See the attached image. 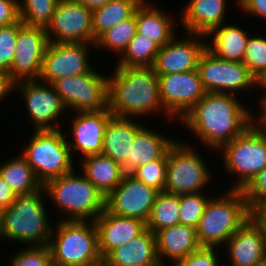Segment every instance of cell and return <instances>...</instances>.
I'll return each mask as SVG.
<instances>
[{
  "label": "cell",
  "mask_w": 266,
  "mask_h": 266,
  "mask_svg": "<svg viewBox=\"0 0 266 266\" xmlns=\"http://www.w3.org/2000/svg\"><path fill=\"white\" fill-rule=\"evenodd\" d=\"M158 191L126 173L122 182L105 197V209L119 216L147 222Z\"/></svg>",
  "instance_id": "obj_17"
},
{
  "label": "cell",
  "mask_w": 266,
  "mask_h": 266,
  "mask_svg": "<svg viewBox=\"0 0 266 266\" xmlns=\"http://www.w3.org/2000/svg\"><path fill=\"white\" fill-rule=\"evenodd\" d=\"M147 127L144 125L135 135L130 156L127 159V173L153 160L163 159L176 142L173 136L169 137L162 134L160 130L157 132Z\"/></svg>",
  "instance_id": "obj_27"
},
{
  "label": "cell",
  "mask_w": 266,
  "mask_h": 266,
  "mask_svg": "<svg viewBox=\"0 0 266 266\" xmlns=\"http://www.w3.org/2000/svg\"><path fill=\"white\" fill-rule=\"evenodd\" d=\"M59 0H19V18L25 25L46 29Z\"/></svg>",
  "instance_id": "obj_35"
},
{
  "label": "cell",
  "mask_w": 266,
  "mask_h": 266,
  "mask_svg": "<svg viewBox=\"0 0 266 266\" xmlns=\"http://www.w3.org/2000/svg\"><path fill=\"white\" fill-rule=\"evenodd\" d=\"M108 109L116 117L162 113L168 122L174 120L163 107L158 75L152 67L116 66L112 75L108 74Z\"/></svg>",
  "instance_id": "obj_2"
},
{
  "label": "cell",
  "mask_w": 266,
  "mask_h": 266,
  "mask_svg": "<svg viewBox=\"0 0 266 266\" xmlns=\"http://www.w3.org/2000/svg\"><path fill=\"white\" fill-rule=\"evenodd\" d=\"M98 266H106L105 264H103V263H101V264H99Z\"/></svg>",
  "instance_id": "obj_53"
},
{
  "label": "cell",
  "mask_w": 266,
  "mask_h": 266,
  "mask_svg": "<svg viewBox=\"0 0 266 266\" xmlns=\"http://www.w3.org/2000/svg\"><path fill=\"white\" fill-rule=\"evenodd\" d=\"M0 176L16 195L32 194L43 187L21 154L0 163Z\"/></svg>",
  "instance_id": "obj_30"
},
{
  "label": "cell",
  "mask_w": 266,
  "mask_h": 266,
  "mask_svg": "<svg viewBox=\"0 0 266 266\" xmlns=\"http://www.w3.org/2000/svg\"><path fill=\"white\" fill-rule=\"evenodd\" d=\"M243 64L260 83L266 77V37L249 35Z\"/></svg>",
  "instance_id": "obj_36"
},
{
  "label": "cell",
  "mask_w": 266,
  "mask_h": 266,
  "mask_svg": "<svg viewBox=\"0 0 266 266\" xmlns=\"http://www.w3.org/2000/svg\"><path fill=\"white\" fill-rule=\"evenodd\" d=\"M137 35L136 17L134 14L115 25L111 29L105 31L95 43V50L99 53L103 49L107 52L115 53L118 58L124 53L128 44Z\"/></svg>",
  "instance_id": "obj_33"
},
{
  "label": "cell",
  "mask_w": 266,
  "mask_h": 266,
  "mask_svg": "<svg viewBox=\"0 0 266 266\" xmlns=\"http://www.w3.org/2000/svg\"><path fill=\"white\" fill-rule=\"evenodd\" d=\"M67 111L88 112L108 109V76L90 72L65 77L52 83Z\"/></svg>",
  "instance_id": "obj_11"
},
{
  "label": "cell",
  "mask_w": 266,
  "mask_h": 266,
  "mask_svg": "<svg viewBox=\"0 0 266 266\" xmlns=\"http://www.w3.org/2000/svg\"><path fill=\"white\" fill-rule=\"evenodd\" d=\"M71 120V138H67V144L70 148L72 157L80 155L83 157L89 155L101 154L103 148V138L109 119L113 114L109 109L99 111L75 112ZM76 151L79 154L75 153Z\"/></svg>",
  "instance_id": "obj_20"
},
{
  "label": "cell",
  "mask_w": 266,
  "mask_h": 266,
  "mask_svg": "<svg viewBox=\"0 0 266 266\" xmlns=\"http://www.w3.org/2000/svg\"><path fill=\"white\" fill-rule=\"evenodd\" d=\"M155 235L157 255L162 266L174 264L201 247L196 228L192 226L176 224L157 231Z\"/></svg>",
  "instance_id": "obj_24"
},
{
  "label": "cell",
  "mask_w": 266,
  "mask_h": 266,
  "mask_svg": "<svg viewBox=\"0 0 266 266\" xmlns=\"http://www.w3.org/2000/svg\"><path fill=\"white\" fill-rule=\"evenodd\" d=\"M226 191V192H225ZM212 194L196 227L201 247L221 248L229 238L253 216L242 190H224ZM221 246V247H220Z\"/></svg>",
  "instance_id": "obj_5"
},
{
  "label": "cell",
  "mask_w": 266,
  "mask_h": 266,
  "mask_svg": "<svg viewBox=\"0 0 266 266\" xmlns=\"http://www.w3.org/2000/svg\"><path fill=\"white\" fill-rule=\"evenodd\" d=\"M91 10L105 5L110 0H76Z\"/></svg>",
  "instance_id": "obj_47"
},
{
  "label": "cell",
  "mask_w": 266,
  "mask_h": 266,
  "mask_svg": "<svg viewBox=\"0 0 266 266\" xmlns=\"http://www.w3.org/2000/svg\"><path fill=\"white\" fill-rule=\"evenodd\" d=\"M43 187L32 194L17 195L13 203L2 210L1 240L29 246L49 245L54 222L48 217ZM49 221V222H48Z\"/></svg>",
  "instance_id": "obj_3"
},
{
  "label": "cell",
  "mask_w": 266,
  "mask_h": 266,
  "mask_svg": "<svg viewBox=\"0 0 266 266\" xmlns=\"http://www.w3.org/2000/svg\"><path fill=\"white\" fill-rule=\"evenodd\" d=\"M259 116L262 119H266V105L263 106L262 110L259 112Z\"/></svg>",
  "instance_id": "obj_50"
},
{
  "label": "cell",
  "mask_w": 266,
  "mask_h": 266,
  "mask_svg": "<svg viewBox=\"0 0 266 266\" xmlns=\"http://www.w3.org/2000/svg\"><path fill=\"white\" fill-rule=\"evenodd\" d=\"M224 245L230 261L227 266H266V228L255 215Z\"/></svg>",
  "instance_id": "obj_19"
},
{
  "label": "cell",
  "mask_w": 266,
  "mask_h": 266,
  "mask_svg": "<svg viewBox=\"0 0 266 266\" xmlns=\"http://www.w3.org/2000/svg\"><path fill=\"white\" fill-rule=\"evenodd\" d=\"M76 162L80 163L82 174L104 197L122 182L126 174L120 164L102 154L89 155Z\"/></svg>",
  "instance_id": "obj_29"
},
{
  "label": "cell",
  "mask_w": 266,
  "mask_h": 266,
  "mask_svg": "<svg viewBox=\"0 0 266 266\" xmlns=\"http://www.w3.org/2000/svg\"><path fill=\"white\" fill-rule=\"evenodd\" d=\"M183 34L185 36L181 38L176 34L169 43L160 47L152 66L157 75L197 69L199 57L206 49V36L189 32Z\"/></svg>",
  "instance_id": "obj_18"
},
{
  "label": "cell",
  "mask_w": 266,
  "mask_h": 266,
  "mask_svg": "<svg viewBox=\"0 0 266 266\" xmlns=\"http://www.w3.org/2000/svg\"><path fill=\"white\" fill-rule=\"evenodd\" d=\"M137 118L112 116L107 124L101 154L120 164L127 173V159L136 133L144 126Z\"/></svg>",
  "instance_id": "obj_23"
},
{
  "label": "cell",
  "mask_w": 266,
  "mask_h": 266,
  "mask_svg": "<svg viewBox=\"0 0 266 266\" xmlns=\"http://www.w3.org/2000/svg\"><path fill=\"white\" fill-rule=\"evenodd\" d=\"M255 216L264 224L266 228V204L255 214Z\"/></svg>",
  "instance_id": "obj_49"
},
{
  "label": "cell",
  "mask_w": 266,
  "mask_h": 266,
  "mask_svg": "<svg viewBox=\"0 0 266 266\" xmlns=\"http://www.w3.org/2000/svg\"><path fill=\"white\" fill-rule=\"evenodd\" d=\"M197 71L206 92L237 96L259 86L243 62L225 61L207 48L199 57Z\"/></svg>",
  "instance_id": "obj_10"
},
{
  "label": "cell",
  "mask_w": 266,
  "mask_h": 266,
  "mask_svg": "<svg viewBox=\"0 0 266 266\" xmlns=\"http://www.w3.org/2000/svg\"><path fill=\"white\" fill-rule=\"evenodd\" d=\"M15 56L7 71L13 84L39 80L46 48V29L21 23L18 26Z\"/></svg>",
  "instance_id": "obj_13"
},
{
  "label": "cell",
  "mask_w": 266,
  "mask_h": 266,
  "mask_svg": "<svg viewBox=\"0 0 266 266\" xmlns=\"http://www.w3.org/2000/svg\"><path fill=\"white\" fill-rule=\"evenodd\" d=\"M49 241L52 263L61 266H98L103 263L94 221H57Z\"/></svg>",
  "instance_id": "obj_7"
},
{
  "label": "cell",
  "mask_w": 266,
  "mask_h": 266,
  "mask_svg": "<svg viewBox=\"0 0 266 266\" xmlns=\"http://www.w3.org/2000/svg\"><path fill=\"white\" fill-rule=\"evenodd\" d=\"M219 248L200 247L198 250L180 259L174 266H223L218 259L220 256ZM218 254V255H217ZM220 264V265H219Z\"/></svg>",
  "instance_id": "obj_42"
},
{
  "label": "cell",
  "mask_w": 266,
  "mask_h": 266,
  "mask_svg": "<svg viewBox=\"0 0 266 266\" xmlns=\"http://www.w3.org/2000/svg\"><path fill=\"white\" fill-rule=\"evenodd\" d=\"M75 170L46 182V198L61 212L59 221H95L105 209V197Z\"/></svg>",
  "instance_id": "obj_4"
},
{
  "label": "cell",
  "mask_w": 266,
  "mask_h": 266,
  "mask_svg": "<svg viewBox=\"0 0 266 266\" xmlns=\"http://www.w3.org/2000/svg\"><path fill=\"white\" fill-rule=\"evenodd\" d=\"M167 155L135 168L130 174L158 192L165 191Z\"/></svg>",
  "instance_id": "obj_38"
},
{
  "label": "cell",
  "mask_w": 266,
  "mask_h": 266,
  "mask_svg": "<svg viewBox=\"0 0 266 266\" xmlns=\"http://www.w3.org/2000/svg\"><path fill=\"white\" fill-rule=\"evenodd\" d=\"M237 9L242 10L248 16L260 17L261 20H266V0H234Z\"/></svg>",
  "instance_id": "obj_44"
},
{
  "label": "cell",
  "mask_w": 266,
  "mask_h": 266,
  "mask_svg": "<svg viewBox=\"0 0 266 266\" xmlns=\"http://www.w3.org/2000/svg\"><path fill=\"white\" fill-rule=\"evenodd\" d=\"M94 223L97 228L98 248L102 259L112 250L127 245L147 229L146 222L140 219L114 215L106 209Z\"/></svg>",
  "instance_id": "obj_21"
},
{
  "label": "cell",
  "mask_w": 266,
  "mask_h": 266,
  "mask_svg": "<svg viewBox=\"0 0 266 266\" xmlns=\"http://www.w3.org/2000/svg\"><path fill=\"white\" fill-rule=\"evenodd\" d=\"M179 211V195L158 192L146 222L147 229L155 234L159 230L180 224Z\"/></svg>",
  "instance_id": "obj_32"
},
{
  "label": "cell",
  "mask_w": 266,
  "mask_h": 266,
  "mask_svg": "<svg viewBox=\"0 0 266 266\" xmlns=\"http://www.w3.org/2000/svg\"><path fill=\"white\" fill-rule=\"evenodd\" d=\"M209 192H196L179 195L180 224L196 228L210 200Z\"/></svg>",
  "instance_id": "obj_37"
},
{
  "label": "cell",
  "mask_w": 266,
  "mask_h": 266,
  "mask_svg": "<svg viewBox=\"0 0 266 266\" xmlns=\"http://www.w3.org/2000/svg\"><path fill=\"white\" fill-rule=\"evenodd\" d=\"M19 0H0V27L19 20Z\"/></svg>",
  "instance_id": "obj_43"
},
{
  "label": "cell",
  "mask_w": 266,
  "mask_h": 266,
  "mask_svg": "<svg viewBox=\"0 0 266 266\" xmlns=\"http://www.w3.org/2000/svg\"><path fill=\"white\" fill-rule=\"evenodd\" d=\"M179 21L185 32L207 36L214 28L227 23V0H188Z\"/></svg>",
  "instance_id": "obj_22"
},
{
  "label": "cell",
  "mask_w": 266,
  "mask_h": 266,
  "mask_svg": "<svg viewBox=\"0 0 266 266\" xmlns=\"http://www.w3.org/2000/svg\"><path fill=\"white\" fill-rule=\"evenodd\" d=\"M259 87L261 88V90H264L263 92H265L263 95H261L260 99L257 100L258 102V107L260 108V110H262L263 106L266 105V77L259 83Z\"/></svg>",
  "instance_id": "obj_48"
},
{
  "label": "cell",
  "mask_w": 266,
  "mask_h": 266,
  "mask_svg": "<svg viewBox=\"0 0 266 266\" xmlns=\"http://www.w3.org/2000/svg\"><path fill=\"white\" fill-rule=\"evenodd\" d=\"M16 194L0 176V209L8 208L16 198Z\"/></svg>",
  "instance_id": "obj_45"
},
{
  "label": "cell",
  "mask_w": 266,
  "mask_h": 266,
  "mask_svg": "<svg viewBox=\"0 0 266 266\" xmlns=\"http://www.w3.org/2000/svg\"><path fill=\"white\" fill-rule=\"evenodd\" d=\"M11 92L14 93V84L11 82L7 72L0 70V102L10 96Z\"/></svg>",
  "instance_id": "obj_46"
},
{
  "label": "cell",
  "mask_w": 266,
  "mask_h": 266,
  "mask_svg": "<svg viewBox=\"0 0 266 266\" xmlns=\"http://www.w3.org/2000/svg\"><path fill=\"white\" fill-rule=\"evenodd\" d=\"M93 48L95 49V44L83 42H49L39 80L52 84L65 77L90 72L94 68L89 60V53Z\"/></svg>",
  "instance_id": "obj_14"
},
{
  "label": "cell",
  "mask_w": 266,
  "mask_h": 266,
  "mask_svg": "<svg viewBox=\"0 0 266 266\" xmlns=\"http://www.w3.org/2000/svg\"><path fill=\"white\" fill-rule=\"evenodd\" d=\"M247 31L233 22L221 24L206 36V48L225 61L243 62L249 37Z\"/></svg>",
  "instance_id": "obj_28"
},
{
  "label": "cell",
  "mask_w": 266,
  "mask_h": 266,
  "mask_svg": "<svg viewBox=\"0 0 266 266\" xmlns=\"http://www.w3.org/2000/svg\"><path fill=\"white\" fill-rule=\"evenodd\" d=\"M160 46L154 41L137 34L124 53L118 58L116 66L124 67H152Z\"/></svg>",
  "instance_id": "obj_34"
},
{
  "label": "cell",
  "mask_w": 266,
  "mask_h": 266,
  "mask_svg": "<svg viewBox=\"0 0 266 266\" xmlns=\"http://www.w3.org/2000/svg\"><path fill=\"white\" fill-rule=\"evenodd\" d=\"M242 191L250 211L255 215L266 204V167Z\"/></svg>",
  "instance_id": "obj_41"
},
{
  "label": "cell",
  "mask_w": 266,
  "mask_h": 266,
  "mask_svg": "<svg viewBox=\"0 0 266 266\" xmlns=\"http://www.w3.org/2000/svg\"><path fill=\"white\" fill-rule=\"evenodd\" d=\"M17 22L0 27V70L7 72L12 64L16 50L18 26Z\"/></svg>",
  "instance_id": "obj_40"
},
{
  "label": "cell",
  "mask_w": 266,
  "mask_h": 266,
  "mask_svg": "<svg viewBox=\"0 0 266 266\" xmlns=\"http://www.w3.org/2000/svg\"><path fill=\"white\" fill-rule=\"evenodd\" d=\"M62 130H33L26 147L20 153L42 186L49 180L76 169L77 163H74L66 139L71 134H63Z\"/></svg>",
  "instance_id": "obj_8"
},
{
  "label": "cell",
  "mask_w": 266,
  "mask_h": 266,
  "mask_svg": "<svg viewBox=\"0 0 266 266\" xmlns=\"http://www.w3.org/2000/svg\"><path fill=\"white\" fill-rule=\"evenodd\" d=\"M49 266H61V265H57L51 262Z\"/></svg>",
  "instance_id": "obj_52"
},
{
  "label": "cell",
  "mask_w": 266,
  "mask_h": 266,
  "mask_svg": "<svg viewBox=\"0 0 266 266\" xmlns=\"http://www.w3.org/2000/svg\"><path fill=\"white\" fill-rule=\"evenodd\" d=\"M170 14L155 3L142 0L135 10L137 34L163 47L176 35L175 29L180 24L176 22L177 18L174 20V14Z\"/></svg>",
  "instance_id": "obj_25"
},
{
  "label": "cell",
  "mask_w": 266,
  "mask_h": 266,
  "mask_svg": "<svg viewBox=\"0 0 266 266\" xmlns=\"http://www.w3.org/2000/svg\"><path fill=\"white\" fill-rule=\"evenodd\" d=\"M14 92H20L19 95L24 98L28 120L31 121L29 124L33 125V130L63 128L57 120L62 118L60 115H64L67 108L52 84L40 80L20 81L14 84Z\"/></svg>",
  "instance_id": "obj_12"
},
{
  "label": "cell",
  "mask_w": 266,
  "mask_h": 266,
  "mask_svg": "<svg viewBox=\"0 0 266 266\" xmlns=\"http://www.w3.org/2000/svg\"><path fill=\"white\" fill-rule=\"evenodd\" d=\"M106 266H162L157 255L156 235L149 229L127 245L112 250L104 259Z\"/></svg>",
  "instance_id": "obj_26"
},
{
  "label": "cell",
  "mask_w": 266,
  "mask_h": 266,
  "mask_svg": "<svg viewBox=\"0 0 266 266\" xmlns=\"http://www.w3.org/2000/svg\"><path fill=\"white\" fill-rule=\"evenodd\" d=\"M46 33L51 43L95 44L92 10L76 0H59Z\"/></svg>",
  "instance_id": "obj_15"
},
{
  "label": "cell",
  "mask_w": 266,
  "mask_h": 266,
  "mask_svg": "<svg viewBox=\"0 0 266 266\" xmlns=\"http://www.w3.org/2000/svg\"><path fill=\"white\" fill-rule=\"evenodd\" d=\"M217 152L221 155L225 174H233L236 178L229 189L243 190L266 167V123L258 116Z\"/></svg>",
  "instance_id": "obj_6"
},
{
  "label": "cell",
  "mask_w": 266,
  "mask_h": 266,
  "mask_svg": "<svg viewBox=\"0 0 266 266\" xmlns=\"http://www.w3.org/2000/svg\"><path fill=\"white\" fill-rule=\"evenodd\" d=\"M158 82L163 107L176 121L181 120L206 94L197 69L158 75Z\"/></svg>",
  "instance_id": "obj_16"
},
{
  "label": "cell",
  "mask_w": 266,
  "mask_h": 266,
  "mask_svg": "<svg viewBox=\"0 0 266 266\" xmlns=\"http://www.w3.org/2000/svg\"><path fill=\"white\" fill-rule=\"evenodd\" d=\"M142 0H110L92 10V27L97 40L105 31L130 18Z\"/></svg>",
  "instance_id": "obj_31"
},
{
  "label": "cell",
  "mask_w": 266,
  "mask_h": 266,
  "mask_svg": "<svg viewBox=\"0 0 266 266\" xmlns=\"http://www.w3.org/2000/svg\"><path fill=\"white\" fill-rule=\"evenodd\" d=\"M52 262L51 252L46 246H29L21 248L11 257L9 266H49Z\"/></svg>",
  "instance_id": "obj_39"
},
{
  "label": "cell",
  "mask_w": 266,
  "mask_h": 266,
  "mask_svg": "<svg viewBox=\"0 0 266 266\" xmlns=\"http://www.w3.org/2000/svg\"><path fill=\"white\" fill-rule=\"evenodd\" d=\"M1 218H2V210L0 209V230H1ZM0 239H1V234H0Z\"/></svg>",
  "instance_id": "obj_51"
},
{
  "label": "cell",
  "mask_w": 266,
  "mask_h": 266,
  "mask_svg": "<svg viewBox=\"0 0 266 266\" xmlns=\"http://www.w3.org/2000/svg\"><path fill=\"white\" fill-rule=\"evenodd\" d=\"M245 105L235 95L206 92L179 122L200 141L199 146L216 152L258 118L259 113Z\"/></svg>",
  "instance_id": "obj_1"
},
{
  "label": "cell",
  "mask_w": 266,
  "mask_h": 266,
  "mask_svg": "<svg viewBox=\"0 0 266 266\" xmlns=\"http://www.w3.org/2000/svg\"><path fill=\"white\" fill-rule=\"evenodd\" d=\"M176 139L167 153L165 192L182 195L204 192L214 174L189 141ZM204 188V189H203Z\"/></svg>",
  "instance_id": "obj_9"
}]
</instances>
